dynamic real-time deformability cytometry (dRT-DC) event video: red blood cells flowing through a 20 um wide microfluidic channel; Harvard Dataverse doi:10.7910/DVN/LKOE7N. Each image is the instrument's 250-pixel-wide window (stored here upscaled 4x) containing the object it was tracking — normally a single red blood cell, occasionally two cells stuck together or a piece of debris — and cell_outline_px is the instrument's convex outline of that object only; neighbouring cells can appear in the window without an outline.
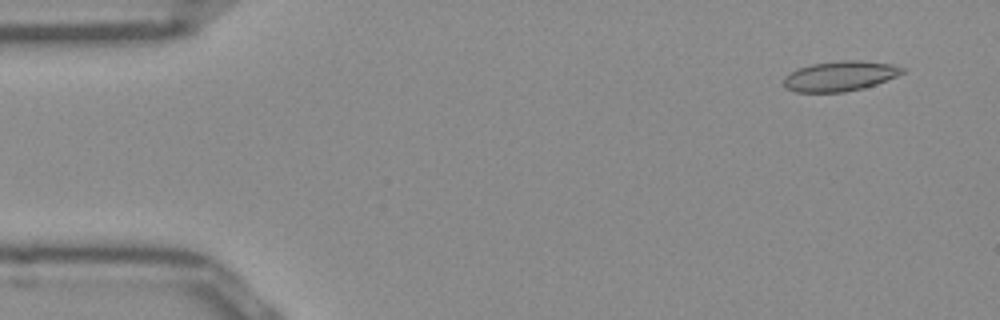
{"species": "Egyptian fruit bat (a non-hibernating species)", "species_latin": "Rousettus aegyptiacus", "temperature_condition": "room temperature", "stored_images_in_passage": 51, "camera_frame_rate_fps": 3000, "um_per_image_px": 0.085, "frame": {"image": 1, "passage_image": 4, "time_ms": 1.0, "image_size_px": [1000, 320], "cell_outline_px": [[904, 72], [896, 76], [876, 84], [864, 88], [844, 92], [796, 92], [788, 88], [784, 84], [784, 76], [796, 68], [812, 64], [840, 60], [860, 60], [892, 64], [904, 68]], "centroid_in_image_um": [71.39, 6.46], "position_along_channel_um": 13.6, "area_um2": 20.75}}
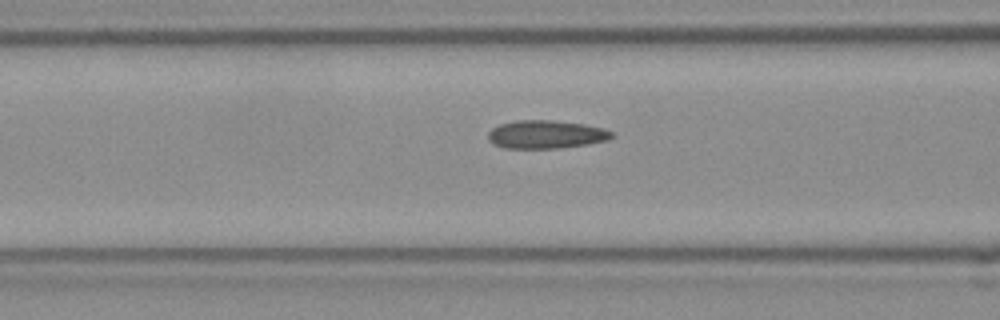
{"frame": {"image": 2, "passage_image": 20, "time_ms": 6.333, "image_size_px": [1000, 320], "cell_outline_px": [[616, 136], [608, 140], [584, 144], [556, 148], [504, 148], [492, 144], [488, 140], [488, 132], [492, 128], [500, 124], [516, 120], [552, 120], [584, 124], [604, 128], [612, 132]], "centroid_in_image_um": [46.39, 11.42], "position_along_channel_um": 120.2, "area_um2": 20.35}}
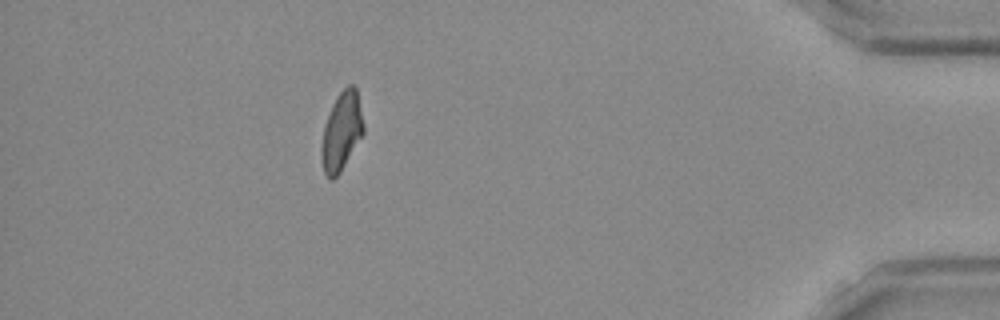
{"frame": {"image": 3, "passage_image": 46, "time_ms": 15.0, "image_size_px": [1000, 320], "cell_outline_px": [[364, 132], [340, 172], [332, 180], [328, 180], [324, 172], [320, 156], [320, 148], [324, 124], [332, 104], [336, 96], [348, 84], [352, 84], [356, 88], [364, 124]], "centroid_in_image_um": [29.0, 11.17], "position_along_channel_um": 406.2, "area_um2": 19.31}, "authors_computed_cell_mechanics": {"area_um2": 19.8832, "velocity_mm_per_s": 3.9369, "shape_relaxation_time_tau1_ms": null, "shape_relaxation_time_tau2_ms": 2.285, "deformation_change_tau1": null, "deformation_change_tau2": 0.0871}}